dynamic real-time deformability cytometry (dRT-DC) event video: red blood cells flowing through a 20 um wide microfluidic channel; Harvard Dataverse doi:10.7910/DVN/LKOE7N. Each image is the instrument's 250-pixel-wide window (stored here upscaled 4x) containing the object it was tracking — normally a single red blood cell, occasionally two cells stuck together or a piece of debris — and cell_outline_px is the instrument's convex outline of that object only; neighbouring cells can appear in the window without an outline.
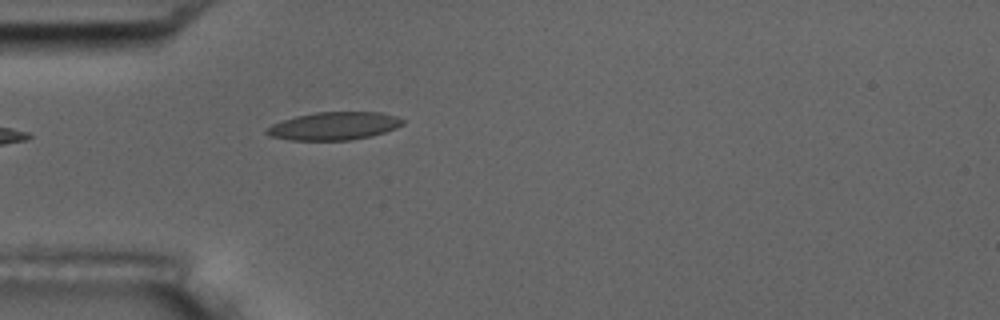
{"species": "common noctule bat (a hibernating species)", "species_latin": "Nyctalus noctula", "temperature_condition": "room temperature", "stored_images_in_passage": 5, "camera_frame_rate_fps": 3000, "um_per_image_px": 0.085, "animal": {"sex": "male", "body_mass_g": 17.5, "forearm_length_mm": 52.3}, "frame": {"image": 1, "passage_image": 5, "time_ms": 4.667, "image_size_px": [1000, 320], "cell_outline_px": [[404, 124], [396, 128], [372, 136], [348, 140], [288, 140], [268, 136], [264, 132], [272, 124], [296, 116], [316, 112], [380, 112], [396, 116], [404, 120]], "centroid_in_image_um": [28.39, 10.71], "position_along_channel_um": 56.6, "area_um2": 22.14}}